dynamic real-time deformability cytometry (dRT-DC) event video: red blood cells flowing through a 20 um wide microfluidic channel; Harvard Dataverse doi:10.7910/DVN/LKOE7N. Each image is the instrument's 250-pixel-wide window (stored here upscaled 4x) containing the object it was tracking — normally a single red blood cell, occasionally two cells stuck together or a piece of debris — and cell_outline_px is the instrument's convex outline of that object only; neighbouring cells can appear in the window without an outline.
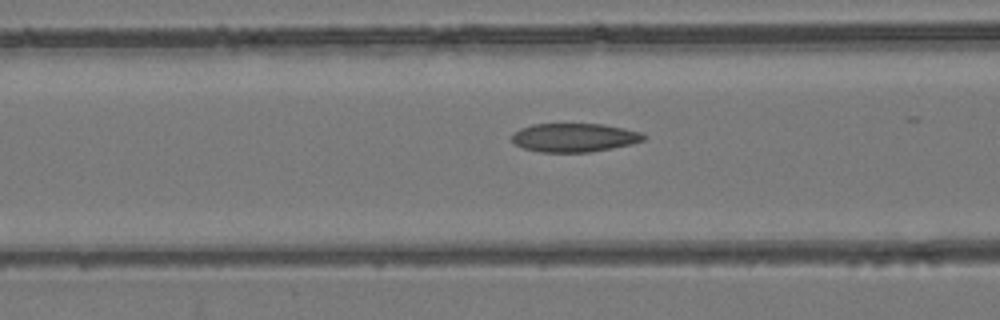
{"species": "common noctule bat (a hibernating species)", "species_latin": "Nyctalus noctula", "temperature_condition": "room temperature", "stored_images_in_passage": 35, "camera_frame_rate_fps": 3000, "um_per_image_px": 0.085, "animal": {"sex": "female", "body_mass_g": 24.6, "forearm_length_mm": 56.2}, "frame": {"image": 1, "passage_image": 18, "time_ms": 5.667, "image_size_px": [1000, 320], "cell_outline_px": [[648, 136], [644, 140], [632, 144], [612, 148], [588, 152], [540, 152], [524, 148], [516, 144], [512, 140], [512, 132], [520, 128], [532, 124], [604, 124], [644, 132]], "centroid_in_image_um": [48.85, 11.68], "position_along_channel_um": 117.7, "area_um2": 22.2}}
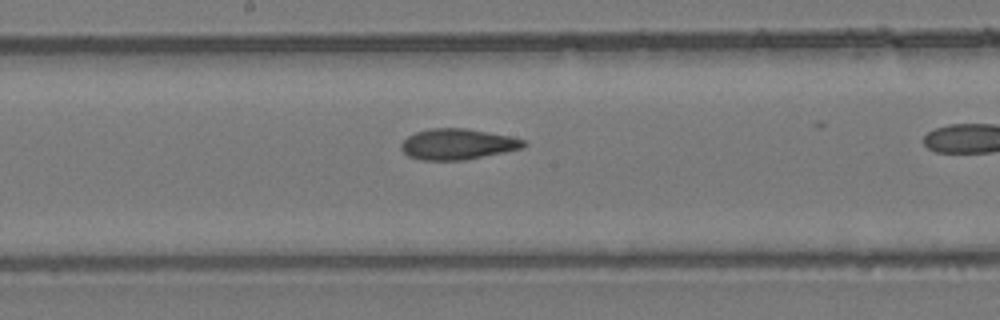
{"frame": {"image": 2, "passage_image": 25, "time_ms": 8.0, "image_size_px": [1000, 320], "cell_outline_px": [[528, 144], [524, 148], [464, 160], [420, 160], [408, 156], [400, 148], [400, 144], [408, 136], [416, 132], [428, 128], [468, 128], [508, 136], [524, 140]], "centroid_in_image_um": [38.88, 12.25], "position_along_channel_um": 209.3, "area_um2": 22.02}}
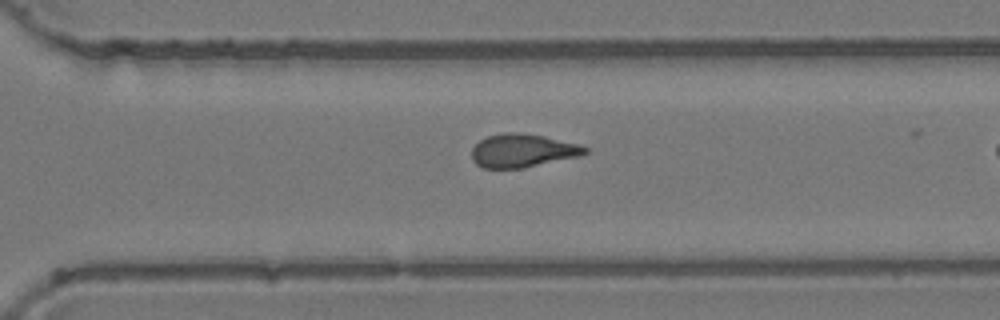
{"frame": {"image": 3, "passage_image": 34, "time_ms": 11.0, "image_size_px": [1000, 320], "cell_outline_px": [[588, 152], [580, 156], [520, 168], [484, 168], [476, 164], [472, 160], [472, 148], [480, 140], [488, 136], [504, 132], [516, 132], [544, 136], [580, 144], [588, 148]], "centroid_in_image_um": [44.42, 12.79], "position_along_channel_um": 326.2, "area_um2": 21.91}}